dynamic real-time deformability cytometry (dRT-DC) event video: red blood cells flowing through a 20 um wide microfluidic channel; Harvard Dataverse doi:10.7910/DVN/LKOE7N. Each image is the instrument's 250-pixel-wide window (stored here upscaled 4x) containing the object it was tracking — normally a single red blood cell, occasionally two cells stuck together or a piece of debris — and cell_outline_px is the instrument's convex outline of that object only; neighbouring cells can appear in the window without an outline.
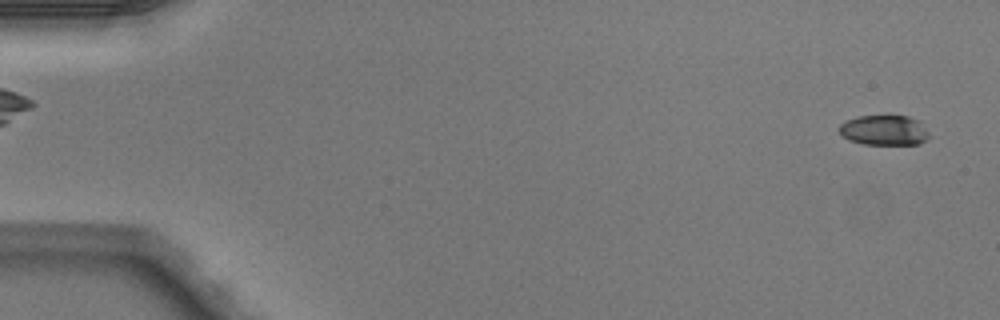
{"species": "Egyptian fruit bat (a non-hibernating species)", "species_latin": "Rousettus aegyptiacus", "temperature_condition": "warm", "stored_images_in_passage": 49, "camera_frame_rate_fps": 3000, "um_per_image_px": 0.085, "animal": {"sex": "male"}, "frame": {"image": 1, "passage_image": 2, "time_ms": 0.333, "image_size_px": [1000, 320], "cell_outline_px": [[928, 140], [920, 144], [864, 144], [848, 140], [836, 128], [844, 120], [856, 116], [888, 112], [908, 116], [920, 120], [928, 132]], "centroid_in_image_um": [75.14, 11.0], "position_along_channel_um": 9.9, "area_um2": 16.76}}
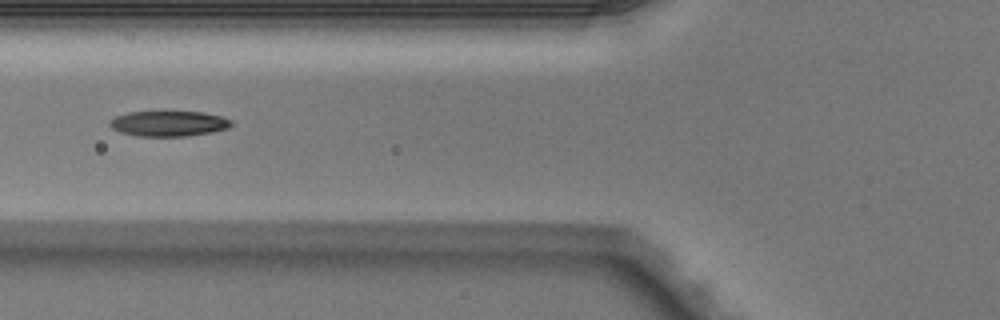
{"frame": {"image": 2, "passage_image": 20, "time_ms": 6.333, "image_size_px": [1000, 320], "cell_outline_px": [[232, 124], [228, 128], [212, 132], [188, 136], [136, 136], [120, 132], [112, 128], [108, 124], [108, 120], [116, 116], [128, 112], [204, 112], [220, 116], [232, 120]], "centroid_in_image_um": [14.31, 10.51], "position_along_channel_um": 111.5, "area_um2": 18.03}}
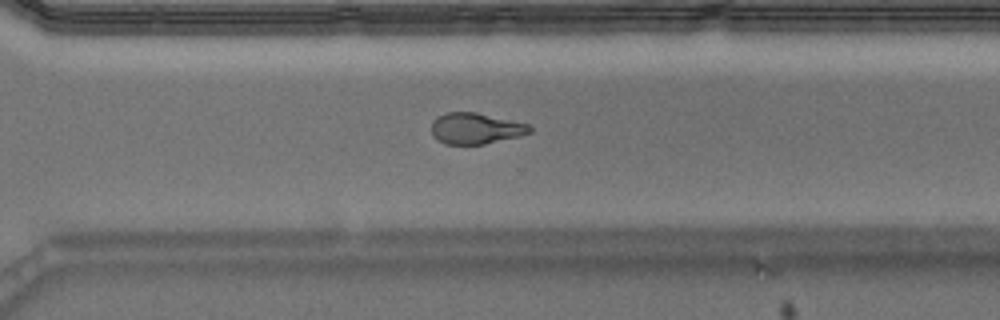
{"frame": {"image": 3, "passage_image": 36, "time_ms": 11.667, "image_size_px": [1000, 320], "cell_outline_px": [[532, 132], [520, 136], [484, 144], [444, 144], [436, 140], [432, 136], [432, 120], [444, 112], [476, 112], [528, 124], [532, 128]], "centroid_in_image_um": [40.4, 10.92], "position_along_channel_um": 330.2, "area_um2": 17.92}}